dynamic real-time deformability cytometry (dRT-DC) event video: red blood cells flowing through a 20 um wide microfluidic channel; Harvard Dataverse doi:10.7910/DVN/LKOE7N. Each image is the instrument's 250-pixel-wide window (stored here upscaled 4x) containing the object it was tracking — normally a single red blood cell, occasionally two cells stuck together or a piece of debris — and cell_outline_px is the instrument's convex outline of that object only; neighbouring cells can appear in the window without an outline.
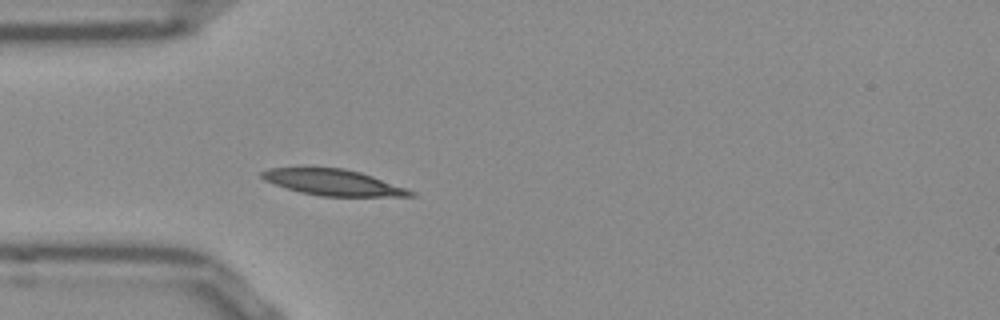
{"species": "Egyptian fruit bat (a non-hibernating species)", "species_latin": "Rousettus aegyptiacus", "temperature_condition": "room temperature", "stored_images_in_passage": 39, "camera_frame_rate_fps": 3000, "um_per_image_px": 0.085, "frame": {"image": 1, "passage_image": 1, "time_ms": 0.0, "image_size_px": [1000, 320], "cell_outline_px": [[416, 196], [320, 196], [300, 192], [264, 180], [260, 176], [260, 172], [268, 168], [344, 168], [360, 172], [372, 176], [416, 192]], "centroid_in_image_um": [28.31, 15.5], "position_along_channel_um": 56.7, "area_um2": 22.2}}
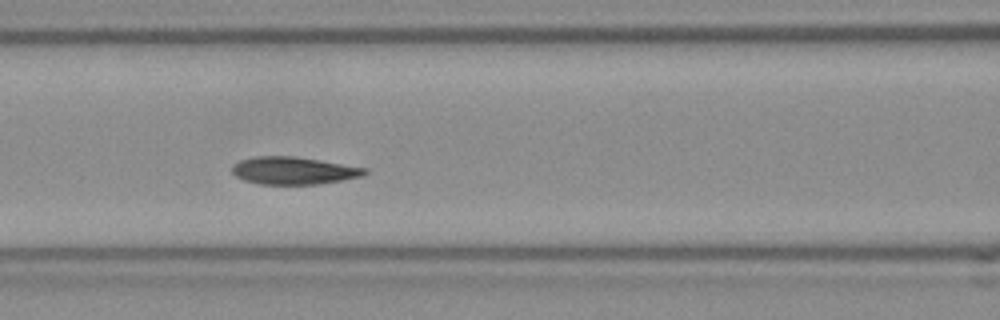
{"frame": {"image": 2, "passage_image": 8, "time_ms": 2.333, "image_size_px": [1000, 320], "cell_outline_px": [[368, 172], [364, 176], [316, 184], [260, 184], [244, 180], [236, 176], [232, 172], [232, 164], [240, 160], [256, 156], [292, 156], [368, 168]], "centroid_in_image_um": [24.94, 14.5], "position_along_channel_um": 141.7, "area_um2": 21.1}}
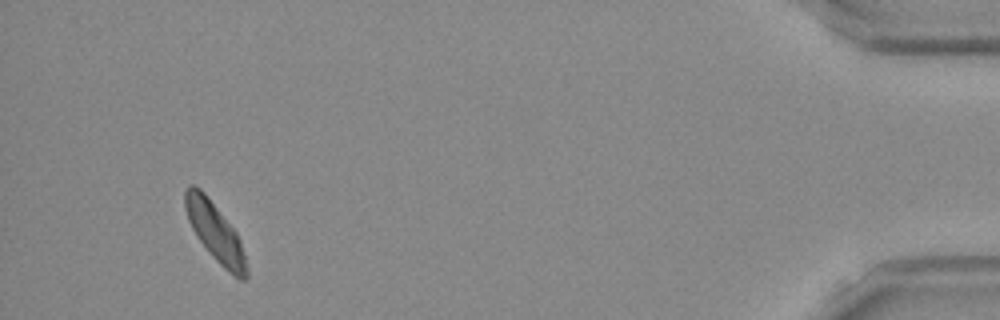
{"frame": {"image": 3, "passage_image": 36, "time_ms": 11.667, "image_size_px": [1000, 320], "cell_outline_px": [[248, 276], [244, 280], [240, 280], [228, 272], [212, 256], [196, 236], [188, 220], [184, 208], [184, 188], [188, 184], [192, 184], [200, 188], [204, 192], [236, 232], [240, 240], [248, 268]], "centroid_in_image_um": [18.26, 19.72], "position_along_channel_um": 416.9, "area_um2": 20.92}, "authors_computed_cell_mechanics": {"area_um2": 21.2126, "velocity_mm_per_s": 3.7715, "shape_relaxation_time_tau1_ms": 2.3601, "shape_relaxation_time_tau2_ms": 1.1837, "deformation_change_tau1": 0.0993, "deformation_change_tau2": 0.0493}}